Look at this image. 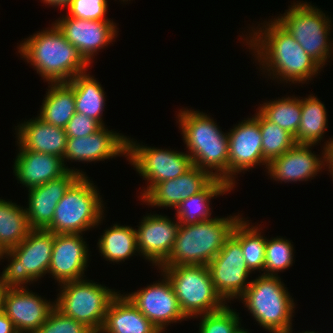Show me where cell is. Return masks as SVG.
I'll return each instance as SVG.
<instances>
[{"label": "cell", "mask_w": 333, "mask_h": 333, "mask_svg": "<svg viewBox=\"0 0 333 333\" xmlns=\"http://www.w3.org/2000/svg\"><path fill=\"white\" fill-rule=\"evenodd\" d=\"M265 23L263 29H252L250 39L245 38L247 45L256 53L260 69L262 66L261 70L264 69L263 72H267L270 78L277 77L276 80L280 78L286 83L304 84L307 80L311 81L322 67L275 19Z\"/></svg>", "instance_id": "cell-1"}, {"label": "cell", "mask_w": 333, "mask_h": 333, "mask_svg": "<svg viewBox=\"0 0 333 333\" xmlns=\"http://www.w3.org/2000/svg\"><path fill=\"white\" fill-rule=\"evenodd\" d=\"M292 332L293 331H292V326H291L287 330H285L283 333H292ZM302 333H317V332H315V331H305V332H302Z\"/></svg>", "instance_id": "cell-44"}, {"label": "cell", "mask_w": 333, "mask_h": 333, "mask_svg": "<svg viewBox=\"0 0 333 333\" xmlns=\"http://www.w3.org/2000/svg\"><path fill=\"white\" fill-rule=\"evenodd\" d=\"M80 176L68 170L57 179L28 189V207L25 211L31 229H46L51 224L58 202Z\"/></svg>", "instance_id": "cell-21"}, {"label": "cell", "mask_w": 333, "mask_h": 333, "mask_svg": "<svg viewBox=\"0 0 333 333\" xmlns=\"http://www.w3.org/2000/svg\"><path fill=\"white\" fill-rule=\"evenodd\" d=\"M162 275V281H156L153 285L128 293L126 296L161 333H164L166 326L187 318L180 309L171 282L164 274Z\"/></svg>", "instance_id": "cell-14"}, {"label": "cell", "mask_w": 333, "mask_h": 333, "mask_svg": "<svg viewBox=\"0 0 333 333\" xmlns=\"http://www.w3.org/2000/svg\"><path fill=\"white\" fill-rule=\"evenodd\" d=\"M127 157V137L106 126L85 137L67 138L63 162H96L116 156Z\"/></svg>", "instance_id": "cell-19"}, {"label": "cell", "mask_w": 333, "mask_h": 333, "mask_svg": "<svg viewBox=\"0 0 333 333\" xmlns=\"http://www.w3.org/2000/svg\"><path fill=\"white\" fill-rule=\"evenodd\" d=\"M139 223L136 230L138 254L159 267L172 250L180 223L154 213L144 216Z\"/></svg>", "instance_id": "cell-18"}, {"label": "cell", "mask_w": 333, "mask_h": 333, "mask_svg": "<svg viewBox=\"0 0 333 333\" xmlns=\"http://www.w3.org/2000/svg\"><path fill=\"white\" fill-rule=\"evenodd\" d=\"M325 105L314 95L301 99V120L294 137L297 144H318L327 129Z\"/></svg>", "instance_id": "cell-29"}, {"label": "cell", "mask_w": 333, "mask_h": 333, "mask_svg": "<svg viewBox=\"0 0 333 333\" xmlns=\"http://www.w3.org/2000/svg\"><path fill=\"white\" fill-rule=\"evenodd\" d=\"M21 58L48 83L69 82L85 73L89 64L52 23L51 28L35 33L18 46Z\"/></svg>", "instance_id": "cell-2"}, {"label": "cell", "mask_w": 333, "mask_h": 333, "mask_svg": "<svg viewBox=\"0 0 333 333\" xmlns=\"http://www.w3.org/2000/svg\"><path fill=\"white\" fill-rule=\"evenodd\" d=\"M233 188L222 179L215 178L202 192L183 200L176 208L177 221L183 225L212 219L210 202L214 196L223 195Z\"/></svg>", "instance_id": "cell-27"}, {"label": "cell", "mask_w": 333, "mask_h": 333, "mask_svg": "<svg viewBox=\"0 0 333 333\" xmlns=\"http://www.w3.org/2000/svg\"><path fill=\"white\" fill-rule=\"evenodd\" d=\"M214 179L208 171L192 166L179 177L154 185L141 200L148 206L176 209L183 200L202 192Z\"/></svg>", "instance_id": "cell-20"}, {"label": "cell", "mask_w": 333, "mask_h": 333, "mask_svg": "<svg viewBox=\"0 0 333 333\" xmlns=\"http://www.w3.org/2000/svg\"><path fill=\"white\" fill-rule=\"evenodd\" d=\"M98 240V247L105 260L122 262L138 252L136 229L130 226L113 224L105 229Z\"/></svg>", "instance_id": "cell-30"}, {"label": "cell", "mask_w": 333, "mask_h": 333, "mask_svg": "<svg viewBox=\"0 0 333 333\" xmlns=\"http://www.w3.org/2000/svg\"><path fill=\"white\" fill-rule=\"evenodd\" d=\"M102 125L85 114L76 112L65 127L68 138L85 137L95 133Z\"/></svg>", "instance_id": "cell-39"}, {"label": "cell", "mask_w": 333, "mask_h": 333, "mask_svg": "<svg viewBox=\"0 0 333 333\" xmlns=\"http://www.w3.org/2000/svg\"><path fill=\"white\" fill-rule=\"evenodd\" d=\"M328 171H330V174L332 175V178H333V167H328Z\"/></svg>", "instance_id": "cell-47"}, {"label": "cell", "mask_w": 333, "mask_h": 333, "mask_svg": "<svg viewBox=\"0 0 333 333\" xmlns=\"http://www.w3.org/2000/svg\"><path fill=\"white\" fill-rule=\"evenodd\" d=\"M53 23L89 65L95 53L107 47L118 34L113 20H87L66 15Z\"/></svg>", "instance_id": "cell-15"}, {"label": "cell", "mask_w": 333, "mask_h": 333, "mask_svg": "<svg viewBox=\"0 0 333 333\" xmlns=\"http://www.w3.org/2000/svg\"><path fill=\"white\" fill-rule=\"evenodd\" d=\"M236 333H249V332L247 331V329L244 330V328L241 327L238 329V331Z\"/></svg>", "instance_id": "cell-45"}, {"label": "cell", "mask_w": 333, "mask_h": 333, "mask_svg": "<svg viewBox=\"0 0 333 333\" xmlns=\"http://www.w3.org/2000/svg\"><path fill=\"white\" fill-rule=\"evenodd\" d=\"M326 142L323 147L324 151H322L324 156V165H326V167H333V139L331 138V140L329 139Z\"/></svg>", "instance_id": "cell-41"}, {"label": "cell", "mask_w": 333, "mask_h": 333, "mask_svg": "<svg viewBox=\"0 0 333 333\" xmlns=\"http://www.w3.org/2000/svg\"><path fill=\"white\" fill-rule=\"evenodd\" d=\"M0 333H19L3 311L0 312Z\"/></svg>", "instance_id": "cell-40"}, {"label": "cell", "mask_w": 333, "mask_h": 333, "mask_svg": "<svg viewBox=\"0 0 333 333\" xmlns=\"http://www.w3.org/2000/svg\"><path fill=\"white\" fill-rule=\"evenodd\" d=\"M54 307L55 302L43 299L29 288H6L2 311L19 333H35Z\"/></svg>", "instance_id": "cell-17"}, {"label": "cell", "mask_w": 333, "mask_h": 333, "mask_svg": "<svg viewBox=\"0 0 333 333\" xmlns=\"http://www.w3.org/2000/svg\"><path fill=\"white\" fill-rule=\"evenodd\" d=\"M83 234H53V249L48 269L54 279L62 283L84 279L89 249Z\"/></svg>", "instance_id": "cell-16"}, {"label": "cell", "mask_w": 333, "mask_h": 333, "mask_svg": "<svg viewBox=\"0 0 333 333\" xmlns=\"http://www.w3.org/2000/svg\"><path fill=\"white\" fill-rule=\"evenodd\" d=\"M60 288L55 307L93 333H100L108 306L119 292L87 279L62 283Z\"/></svg>", "instance_id": "cell-10"}, {"label": "cell", "mask_w": 333, "mask_h": 333, "mask_svg": "<svg viewBox=\"0 0 333 333\" xmlns=\"http://www.w3.org/2000/svg\"><path fill=\"white\" fill-rule=\"evenodd\" d=\"M100 333H161L129 300L118 293L110 302Z\"/></svg>", "instance_id": "cell-25"}, {"label": "cell", "mask_w": 333, "mask_h": 333, "mask_svg": "<svg viewBox=\"0 0 333 333\" xmlns=\"http://www.w3.org/2000/svg\"><path fill=\"white\" fill-rule=\"evenodd\" d=\"M5 291H6V288L0 282V312H2L3 297H4Z\"/></svg>", "instance_id": "cell-43"}, {"label": "cell", "mask_w": 333, "mask_h": 333, "mask_svg": "<svg viewBox=\"0 0 333 333\" xmlns=\"http://www.w3.org/2000/svg\"><path fill=\"white\" fill-rule=\"evenodd\" d=\"M43 3H46L47 5H52L54 7H67L72 0H41Z\"/></svg>", "instance_id": "cell-42"}, {"label": "cell", "mask_w": 333, "mask_h": 333, "mask_svg": "<svg viewBox=\"0 0 333 333\" xmlns=\"http://www.w3.org/2000/svg\"><path fill=\"white\" fill-rule=\"evenodd\" d=\"M127 160L136 171L147 180L148 186L142 190V198L154 185L165 180L175 179L192 166L191 157L186 153L168 149H159L137 144L127 138ZM146 189V190H145Z\"/></svg>", "instance_id": "cell-11"}, {"label": "cell", "mask_w": 333, "mask_h": 333, "mask_svg": "<svg viewBox=\"0 0 333 333\" xmlns=\"http://www.w3.org/2000/svg\"><path fill=\"white\" fill-rule=\"evenodd\" d=\"M15 158L14 175L26 188L41 186L50 180L63 176L68 170L85 176L82 170L70 169L63 159L46 153L20 150Z\"/></svg>", "instance_id": "cell-23"}, {"label": "cell", "mask_w": 333, "mask_h": 333, "mask_svg": "<svg viewBox=\"0 0 333 333\" xmlns=\"http://www.w3.org/2000/svg\"><path fill=\"white\" fill-rule=\"evenodd\" d=\"M293 3L283 16L274 19L323 68L333 51V43L328 37L332 20L311 3Z\"/></svg>", "instance_id": "cell-9"}, {"label": "cell", "mask_w": 333, "mask_h": 333, "mask_svg": "<svg viewBox=\"0 0 333 333\" xmlns=\"http://www.w3.org/2000/svg\"><path fill=\"white\" fill-rule=\"evenodd\" d=\"M87 175L80 176L58 202L51 224L46 230L53 234L80 233L103 221V200ZM101 197V198H100Z\"/></svg>", "instance_id": "cell-6"}, {"label": "cell", "mask_w": 333, "mask_h": 333, "mask_svg": "<svg viewBox=\"0 0 333 333\" xmlns=\"http://www.w3.org/2000/svg\"><path fill=\"white\" fill-rule=\"evenodd\" d=\"M171 282L186 318L217 311L227 303L214 287L207 265L159 266Z\"/></svg>", "instance_id": "cell-7"}, {"label": "cell", "mask_w": 333, "mask_h": 333, "mask_svg": "<svg viewBox=\"0 0 333 333\" xmlns=\"http://www.w3.org/2000/svg\"><path fill=\"white\" fill-rule=\"evenodd\" d=\"M107 0H72L66 7L68 16L87 20H109Z\"/></svg>", "instance_id": "cell-38"}, {"label": "cell", "mask_w": 333, "mask_h": 333, "mask_svg": "<svg viewBox=\"0 0 333 333\" xmlns=\"http://www.w3.org/2000/svg\"><path fill=\"white\" fill-rule=\"evenodd\" d=\"M3 248L0 246V260L3 259V254H4Z\"/></svg>", "instance_id": "cell-46"}, {"label": "cell", "mask_w": 333, "mask_h": 333, "mask_svg": "<svg viewBox=\"0 0 333 333\" xmlns=\"http://www.w3.org/2000/svg\"><path fill=\"white\" fill-rule=\"evenodd\" d=\"M258 111L295 137L301 120V98L286 97L260 104Z\"/></svg>", "instance_id": "cell-33"}, {"label": "cell", "mask_w": 333, "mask_h": 333, "mask_svg": "<svg viewBox=\"0 0 333 333\" xmlns=\"http://www.w3.org/2000/svg\"><path fill=\"white\" fill-rule=\"evenodd\" d=\"M244 219L238 220L232 235L241 243L242 255L249 270L251 272L254 270L264 271L266 237L261 235V228L252 226V224L249 226V220L245 221Z\"/></svg>", "instance_id": "cell-32"}, {"label": "cell", "mask_w": 333, "mask_h": 333, "mask_svg": "<svg viewBox=\"0 0 333 333\" xmlns=\"http://www.w3.org/2000/svg\"><path fill=\"white\" fill-rule=\"evenodd\" d=\"M228 305L223 308L199 315V333H236L241 327L240 317Z\"/></svg>", "instance_id": "cell-36"}, {"label": "cell", "mask_w": 333, "mask_h": 333, "mask_svg": "<svg viewBox=\"0 0 333 333\" xmlns=\"http://www.w3.org/2000/svg\"><path fill=\"white\" fill-rule=\"evenodd\" d=\"M177 116L193 166L228 183V133L221 131L213 118L203 112L185 108Z\"/></svg>", "instance_id": "cell-3"}, {"label": "cell", "mask_w": 333, "mask_h": 333, "mask_svg": "<svg viewBox=\"0 0 333 333\" xmlns=\"http://www.w3.org/2000/svg\"><path fill=\"white\" fill-rule=\"evenodd\" d=\"M45 98L42 100L39 118L56 127L64 128L76 113L73 88L67 82L48 83Z\"/></svg>", "instance_id": "cell-26"}, {"label": "cell", "mask_w": 333, "mask_h": 333, "mask_svg": "<svg viewBox=\"0 0 333 333\" xmlns=\"http://www.w3.org/2000/svg\"><path fill=\"white\" fill-rule=\"evenodd\" d=\"M314 144L295 143L281 156L273 159L267 165L270 178L281 183L308 181L324 168V156L317 157L310 150Z\"/></svg>", "instance_id": "cell-22"}, {"label": "cell", "mask_w": 333, "mask_h": 333, "mask_svg": "<svg viewBox=\"0 0 333 333\" xmlns=\"http://www.w3.org/2000/svg\"><path fill=\"white\" fill-rule=\"evenodd\" d=\"M293 244L286 238H266L265 263L262 275L277 276L278 272L290 268L293 264Z\"/></svg>", "instance_id": "cell-35"}, {"label": "cell", "mask_w": 333, "mask_h": 333, "mask_svg": "<svg viewBox=\"0 0 333 333\" xmlns=\"http://www.w3.org/2000/svg\"><path fill=\"white\" fill-rule=\"evenodd\" d=\"M259 127L262 135V155L267 163L284 154L295 144L290 133L267 120L260 112Z\"/></svg>", "instance_id": "cell-34"}, {"label": "cell", "mask_w": 333, "mask_h": 333, "mask_svg": "<svg viewBox=\"0 0 333 333\" xmlns=\"http://www.w3.org/2000/svg\"><path fill=\"white\" fill-rule=\"evenodd\" d=\"M53 249V233L46 229H31L16 247L6 250L10 263L0 274L5 288H25L48 273ZM23 285V286H22Z\"/></svg>", "instance_id": "cell-8"}, {"label": "cell", "mask_w": 333, "mask_h": 333, "mask_svg": "<svg viewBox=\"0 0 333 333\" xmlns=\"http://www.w3.org/2000/svg\"><path fill=\"white\" fill-rule=\"evenodd\" d=\"M228 184L234 188L238 173L254 166L268 163L262 155V135L259 127V111L254 117L244 119L228 132ZM237 173V174H236Z\"/></svg>", "instance_id": "cell-13"}, {"label": "cell", "mask_w": 333, "mask_h": 333, "mask_svg": "<svg viewBox=\"0 0 333 333\" xmlns=\"http://www.w3.org/2000/svg\"><path fill=\"white\" fill-rule=\"evenodd\" d=\"M15 130L19 150L51 154L63 159L68 138L64 128L56 127L36 117L24 121L16 126Z\"/></svg>", "instance_id": "cell-24"}, {"label": "cell", "mask_w": 333, "mask_h": 333, "mask_svg": "<svg viewBox=\"0 0 333 333\" xmlns=\"http://www.w3.org/2000/svg\"><path fill=\"white\" fill-rule=\"evenodd\" d=\"M242 254L241 243L231 235L207 265L215 290L225 302L239 299L250 285L251 271Z\"/></svg>", "instance_id": "cell-12"}, {"label": "cell", "mask_w": 333, "mask_h": 333, "mask_svg": "<svg viewBox=\"0 0 333 333\" xmlns=\"http://www.w3.org/2000/svg\"><path fill=\"white\" fill-rule=\"evenodd\" d=\"M35 333H93L83 323L64 315L56 307Z\"/></svg>", "instance_id": "cell-37"}, {"label": "cell", "mask_w": 333, "mask_h": 333, "mask_svg": "<svg viewBox=\"0 0 333 333\" xmlns=\"http://www.w3.org/2000/svg\"><path fill=\"white\" fill-rule=\"evenodd\" d=\"M240 216L180 224L172 250L160 266L208 265L232 235Z\"/></svg>", "instance_id": "cell-4"}, {"label": "cell", "mask_w": 333, "mask_h": 333, "mask_svg": "<svg viewBox=\"0 0 333 333\" xmlns=\"http://www.w3.org/2000/svg\"><path fill=\"white\" fill-rule=\"evenodd\" d=\"M240 298L254 320L270 333H283L292 326L295 303L280 277H256Z\"/></svg>", "instance_id": "cell-5"}, {"label": "cell", "mask_w": 333, "mask_h": 333, "mask_svg": "<svg viewBox=\"0 0 333 333\" xmlns=\"http://www.w3.org/2000/svg\"><path fill=\"white\" fill-rule=\"evenodd\" d=\"M16 204L0 199V246L4 251L19 245L31 230L25 208Z\"/></svg>", "instance_id": "cell-31"}, {"label": "cell", "mask_w": 333, "mask_h": 333, "mask_svg": "<svg viewBox=\"0 0 333 333\" xmlns=\"http://www.w3.org/2000/svg\"><path fill=\"white\" fill-rule=\"evenodd\" d=\"M74 90L76 112L85 114L105 126L102 115L105 106L104 88L87 72L67 82Z\"/></svg>", "instance_id": "cell-28"}]
</instances>
